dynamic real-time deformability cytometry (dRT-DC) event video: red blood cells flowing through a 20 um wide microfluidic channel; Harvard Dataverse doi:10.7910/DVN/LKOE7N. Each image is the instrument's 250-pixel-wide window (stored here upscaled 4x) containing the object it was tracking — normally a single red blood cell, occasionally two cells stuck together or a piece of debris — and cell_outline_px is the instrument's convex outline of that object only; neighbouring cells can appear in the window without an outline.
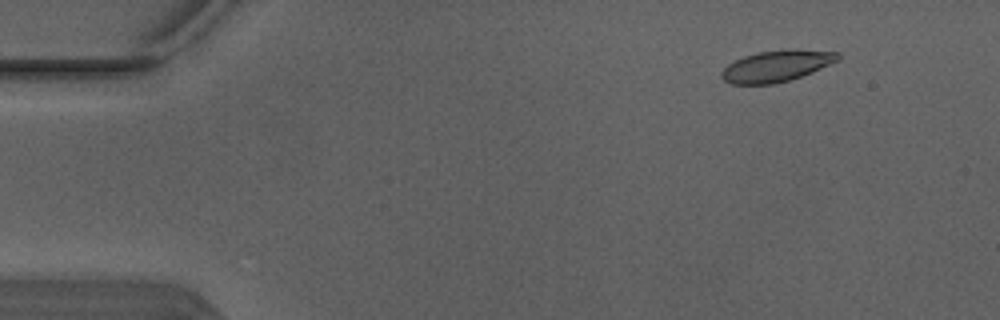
{"species": "Egyptian fruit bat (a non-hibernating species)", "species_latin": "Rousettus aegyptiacus", "temperature_condition": "warm", "stored_images_in_passage": 4, "camera_frame_rate_fps": 3000, "um_per_image_px": 0.085, "animal": {"sex": "male"}, "frame": {"image": 1, "passage_image": 4, "time_ms": 1.0, "image_size_px": [1000, 320], "cell_outline_px": [[840, 60], [812, 72], [788, 80], [772, 84], [732, 84], [724, 80], [720, 76], [720, 72], [728, 64], [744, 56], [756, 52], [780, 48], [796, 48], [840, 52]], "centroid_in_image_um": [66.03, 5.57], "position_along_channel_um": 19.0, "area_um2": 21.62}}